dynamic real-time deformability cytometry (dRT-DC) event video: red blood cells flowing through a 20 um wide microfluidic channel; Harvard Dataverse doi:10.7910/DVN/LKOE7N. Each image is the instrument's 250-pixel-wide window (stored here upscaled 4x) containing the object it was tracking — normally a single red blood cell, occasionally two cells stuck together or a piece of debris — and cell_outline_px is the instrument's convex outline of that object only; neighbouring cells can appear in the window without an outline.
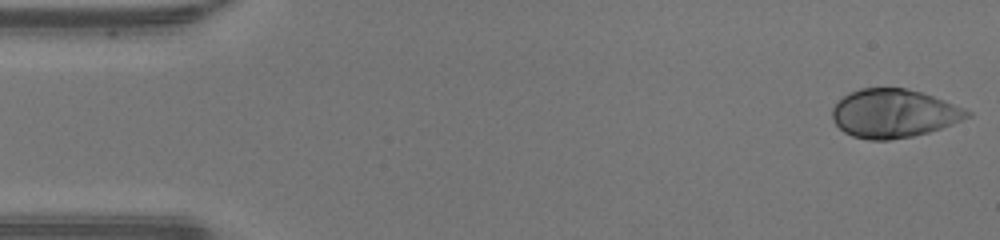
{"species": "human", "species_latin": "Homo sapiens", "temperature_condition": "warm", "stored_images_in_passage": 47, "camera_frame_rate_fps": 3000, "um_per_image_px": 0.085, "donor": {"sex": "male"}, "frame": {"image": 1, "passage_image": 1, "time_ms": 0.0, "image_size_px": [1000, 240], "cell_outline_px": [[972, 116], [952, 124], [928, 132], [912, 136], [888, 140], [868, 140], [852, 136], [844, 132], [836, 124], [832, 116], [832, 108], [848, 92], [860, 88], [908, 88], [944, 100], [964, 108], [972, 112]], "centroid_in_image_um": [75.97, 9.64], "position_along_channel_um": 9.0, "area_um2": 38.03}}
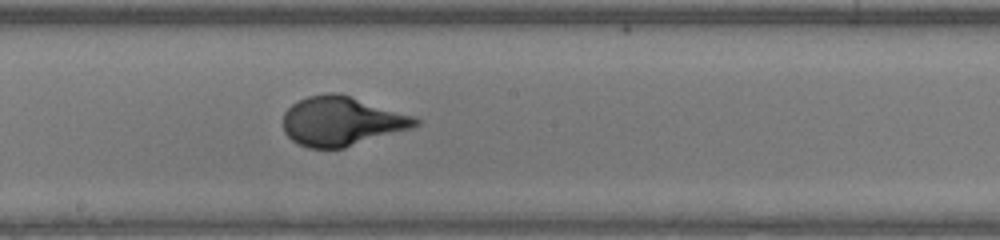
{"frame": {"image": 2, "passage_image": 25, "time_ms": 8.0, "image_size_px": [1000, 240], "cell_outline_px": [[420, 124], [412, 128], [344, 148], [308, 148], [292, 140], [284, 132], [284, 112], [292, 104], [308, 96], [328, 92], [336, 92], [416, 116], [420, 120]], "centroid_in_image_um": [29.06, 10.3], "position_along_channel_um": 219.1, "area_um2": 37.86}}
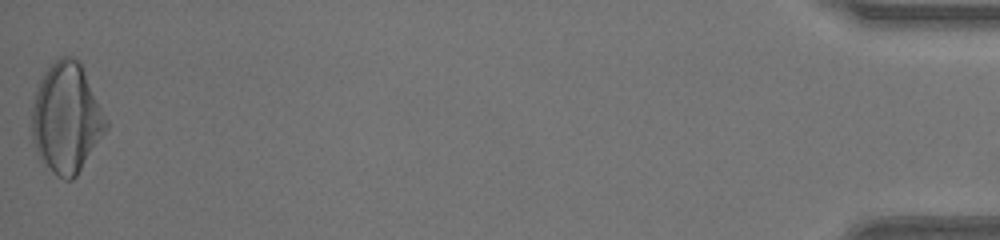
{"frame": {"image": 3, "passage_image": 47, "time_ms": 15.333, "image_size_px": [1000, 240], "cell_outline_px": [[108, 128], [76, 176], [72, 180], [64, 180], [56, 176], [40, 160], [36, 152], [32, 140], [32, 104], [36, 88], [44, 72], [60, 56], [76, 56], [80, 60], [108, 120]], "centroid_in_image_um": [5.65, 10.03], "position_along_channel_um": 429.6, "area_um2": 47.97}, "authors_computed_cell_mechanics": {"area_um2": 37.9168, "velocity_mm_per_s": 4.3225, "shape_relaxation_time_tau1_ms": 3.6722, "shape_relaxation_time_tau2_ms": null, "deformation_change_tau1": 0.2233, "deformation_change_tau2": null}}